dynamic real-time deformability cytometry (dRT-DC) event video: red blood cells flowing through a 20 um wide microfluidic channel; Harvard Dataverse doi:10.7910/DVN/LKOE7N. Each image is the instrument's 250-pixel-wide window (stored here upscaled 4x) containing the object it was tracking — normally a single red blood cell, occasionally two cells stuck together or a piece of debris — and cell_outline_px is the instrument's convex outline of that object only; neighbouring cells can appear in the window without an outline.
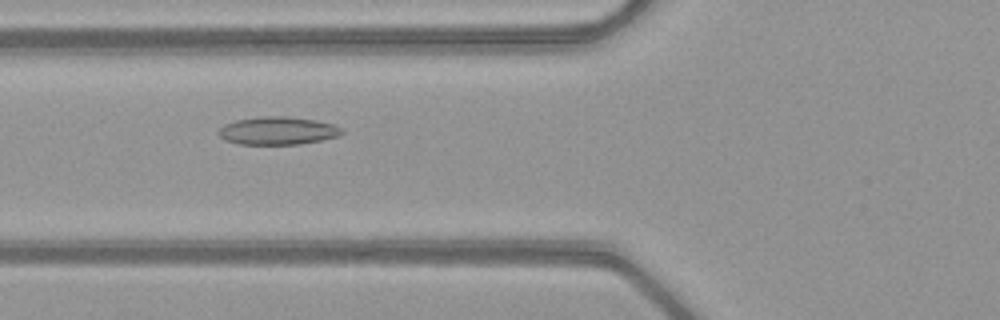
{"species": "common noctule bat (a hibernating species)", "species_latin": "Nyctalus noctula", "temperature_condition": "warm", "stored_images_in_passage": 52, "camera_frame_rate_fps": 3000, "um_per_image_px": 0.085, "animal": {"sex": "female", "body_mass_g": 21.9}, "frame": {"image": 1, "passage_image": 21, "time_ms": 6.667, "image_size_px": [1000, 320], "cell_outline_px": [[344, 132], [340, 136], [300, 144], [240, 144], [224, 140], [216, 132], [224, 124], [236, 120], [260, 116], [288, 116], [316, 120], [332, 124], [344, 128]], "centroid_in_image_um": [23.62, 11.1], "position_along_channel_um": 102.2, "area_um2": 20.23}}
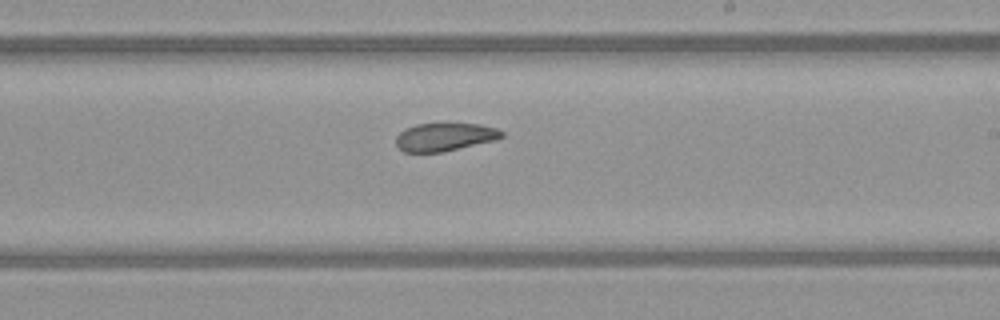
{"frame": {"image": 2, "passage_image": 32, "time_ms": 10.333, "image_size_px": [1000, 320], "cell_outline_px": [[504, 136], [496, 140], [444, 152], [404, 152], [396, 144], [396, 136], [404, 128], [416, 124], [448, 120], [480, 124], [496, 128], [504, 132]], "centroid_in_image_um": [37.82, 11.58], "position_along_channel_um": 251.2, "area_um2": 18.26}}
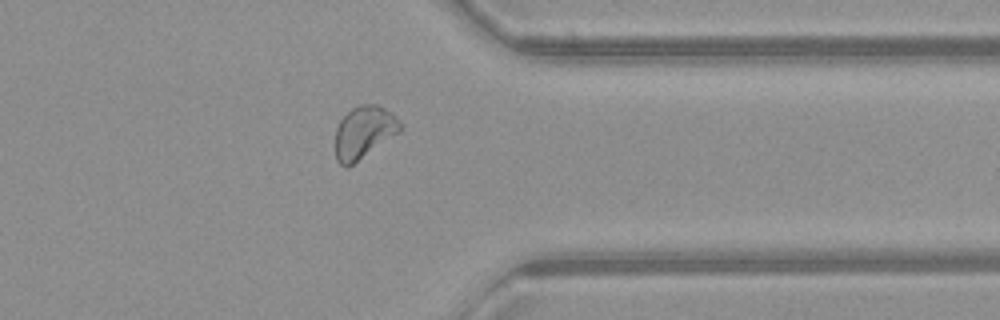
{"frame": {"image": 3, "passage_image": 42, "time_ms": 13.667, "image_size_px": [1000, 320], "cell_outline_px": [[404, 128], [400, 132], [348, 168], [344, 168], [336, 160], [336, 128], [340, 120], [352, 108], [360, 104], [376, 104], [392, 112]], "centroid_in_image_um": [30.94, 11.26], "position_along_channel_um": 380.5, "area_um2": 19.94}, "authors_computed_cell_mechanics": {"area_um2": 20.808, "velocity_mm_per_s": 4.0501, "shape_relaxation_time_tau1_ms": null, "shape_relaxation_time_tau2_ms": 2.4567, "deformation_change_tau1": null, "deformation_change_tau2": 0.0729}}